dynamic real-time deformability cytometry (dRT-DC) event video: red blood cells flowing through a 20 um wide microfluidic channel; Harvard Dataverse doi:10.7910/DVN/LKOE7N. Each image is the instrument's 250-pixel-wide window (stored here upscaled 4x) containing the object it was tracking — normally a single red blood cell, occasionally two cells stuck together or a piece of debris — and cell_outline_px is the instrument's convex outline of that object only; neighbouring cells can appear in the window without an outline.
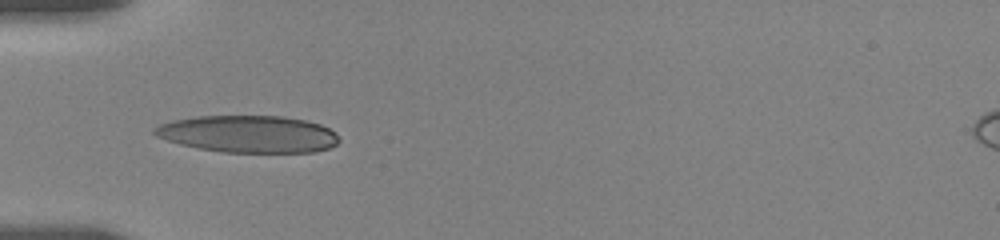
{"species": "human", "species_latin": "Homo sapiens", "temperature_condition": "room temperature", "stored_images_in_passage": 10, "camera_frame_rate_fps": 3000, "um_per_image_px": 0.085, "donor": {"sex": "female"}, "frame": {"image": 1, "passage_image": 9, "time_ms": 5.333, "image_size_px": [1000, 240], "cell_outline_px": [[340, 140], [336, 144], [328, 148], [312, 152], [220, 152], [180, 144], [156, 136], [152, 132], [152, 128], [160, 124], [172, 120], [196, 116], [284, 116], [304, 120], [320, 124], [336, 132]], "centroid_in_image_um": [21.1, 11.38], "position_along_channel_um": 63.9, "area_um2": 39.88}}